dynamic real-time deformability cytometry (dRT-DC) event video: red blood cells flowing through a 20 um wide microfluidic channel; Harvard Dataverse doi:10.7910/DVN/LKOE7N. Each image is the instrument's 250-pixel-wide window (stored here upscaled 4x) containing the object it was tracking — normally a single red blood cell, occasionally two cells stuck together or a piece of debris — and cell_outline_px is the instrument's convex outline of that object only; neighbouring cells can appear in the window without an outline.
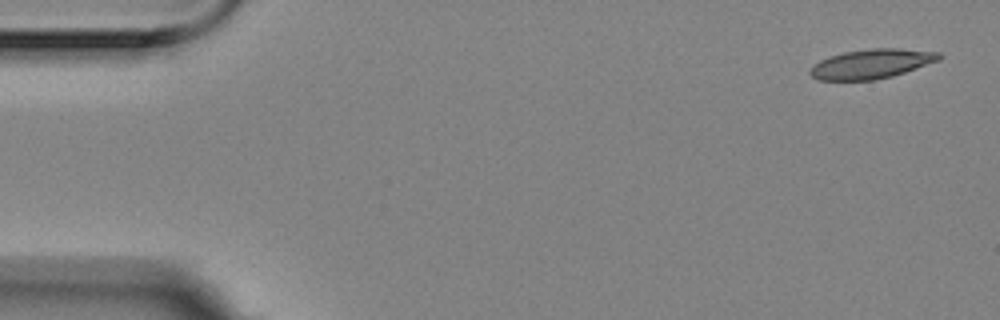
{"species": "Egyptian fruit bat (a non-hibernating species)", "species_latin": "Rousettus aegyptiacus", "temperature_condition": "room temperature", "stored_images_in_passage": 5, "camera_frame_rate_fps": 3000, "um_per_image_px": 0.085, "animal": {"sex": "female"}, "frame": {"image": 1, "passage_image": 1, "time_ms": 0.0, "image_size_px": [1000, 320], "cell_outline_px": [[944, 56], [940, 60], [892, 76], [876, 80], [816, 80], [808, 72], [808, 68], [812, 64], [828, 56], [844, 52], [872, 48], [900, 48], [940, 52]], "centroid_in_image_um": [74.05, 5.42], "position_along_channel_um": 10.9, "area_um2": 22.43}}
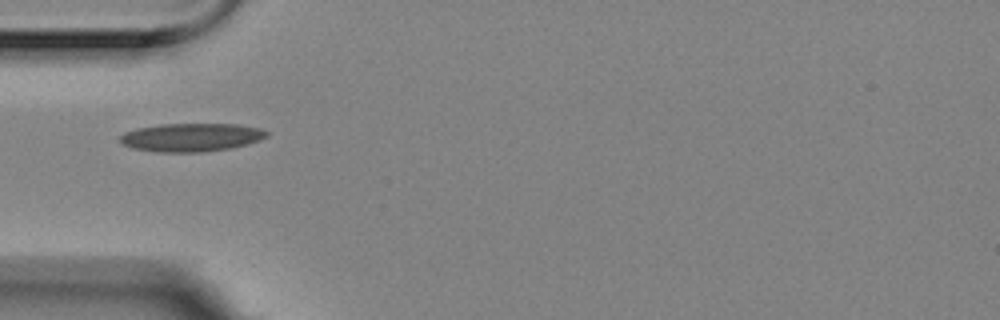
{"frame": {"image": 2, "passage_image": 5, "time_ms": 1.333, "image_size_px": [1000, 320], "cell_outline_px": [[268, 136], [260, 140], [248, 144], [232, 148], [204, 152], [156, 152], [132, 148], [120, 144], [120, 136], [124, 132], [136, 128], [160, 124], [236, 124], [260, 128], [268, 132]], "centroid_in_image_um": [16.24, 11.68], "position_along_channel_um": 68.8, "area_um2": 24.45}}